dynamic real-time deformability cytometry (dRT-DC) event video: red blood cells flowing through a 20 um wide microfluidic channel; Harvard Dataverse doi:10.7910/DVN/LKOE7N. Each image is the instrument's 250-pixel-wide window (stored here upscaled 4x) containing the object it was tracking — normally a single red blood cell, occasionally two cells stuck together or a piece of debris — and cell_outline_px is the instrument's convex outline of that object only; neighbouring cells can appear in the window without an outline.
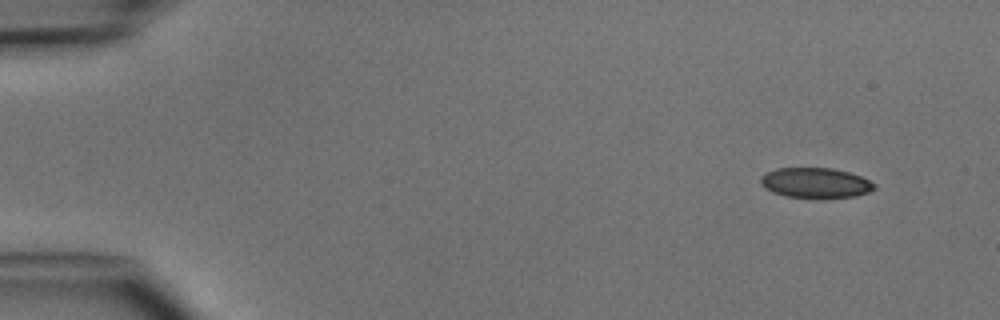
{"species": "common noctule bat (a hibernating species)", "species_latin": "Nyctalus noctula", "temperature_condition": "cold", "stored_images_in_passage": 4, "camera_frame_rate_fps": 3000, "um_per_image_px": 0.085, "animal": {"sex": "male", "body_mass_g": 15.6}, "frame": {"image": 1, "passage_image": 1, "time_ms": 0.0, "image_size_px": [1000, 320], "cell_outline_px": [[876, 188], [868, 192], [856, 196], [820, 200], [816, 200], [784, 196], [772, 192], [760, 184], [760, 176], [776, 168], [832, 168], [848, 172], [860, 176], [876, 184]], "centroid_in_image_um": [69.31, 15.58], "position_along_channel_um": 15.7, "area_um2": 20.58}}
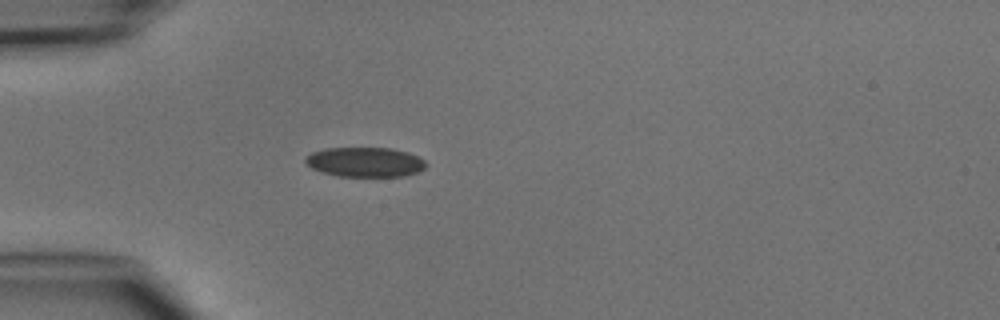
{"frame": {"image": 2, "passage_image": 4, "time_ms": 3.333, "image_size_px": [1000, 320], "cell_outline_px": [[428, 164], [420, 172], [404, 176], [336, 176], [320, 172], [304, 164], [304, 156], [312, 152], [324, 148], [392, 148], [408, 152], [424, 160]], "centroid_in_image_um": [30.99, 13.78], "position_along_channel_um": 54.0, "area_um2": 21.15}}